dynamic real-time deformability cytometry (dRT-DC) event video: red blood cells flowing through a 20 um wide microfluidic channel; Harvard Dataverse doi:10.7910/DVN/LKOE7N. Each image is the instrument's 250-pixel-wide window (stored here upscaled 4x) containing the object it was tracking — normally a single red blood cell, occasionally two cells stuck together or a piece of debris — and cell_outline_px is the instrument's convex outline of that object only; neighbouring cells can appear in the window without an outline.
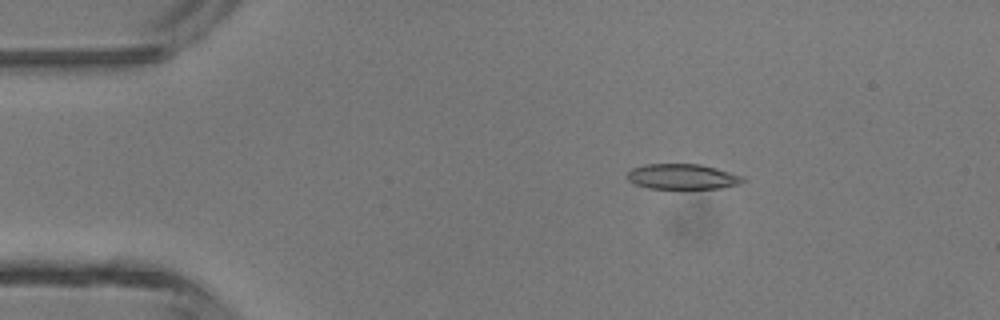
{"species": "common noctule bat (a hibernating species)", "species_latin": "Nyctalus noctula", "temperature_condition": "room temperature", "stored_images_in_passage": 3, "camera_frame_rate_fps": 3000, "um_per_image_px": 0.085, "animal": {"sex": "male", "body_mass_g": 13.3}, "frame": {"image": 1, "passage_image": 1, "time_ms": 0.0, "image_size_px": [1000, 320], "cell_outline_px": [[744, 180], [740, 184], [720, 188], [648, 188], [636, 184], [628, 180], [628, 172], [632, 168], [644, 164], [700, 164], [716, 168], [744, 176]], "centroid_in_image_um": [58.01, 15.0], "position_along_channel_um": 27.0, "area_um2": 16.94}}
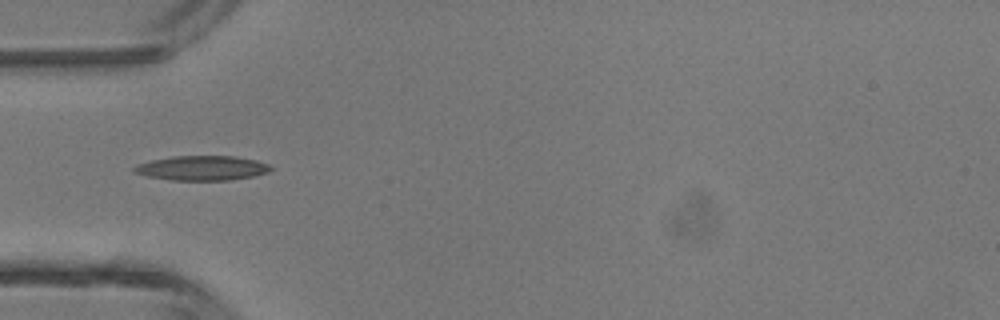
{"frame": {"image": 2, "passage_image": 3, "time_ms": 0.667, "image_size_px": [1000, 320], "cell_outline_px": [[272, 168], [268, 172], [252, 176], [228, 180], [172, 180], [148, 176], [132, 172], [132, 168], [136, 164], [152, 160], [172, 156], [236, 156], [256, 160], [268, 164]], "centroid_in_image_um": [17.14, 14.28], "position_along_channel_um": 67.9, "area_um2": 19.54}}